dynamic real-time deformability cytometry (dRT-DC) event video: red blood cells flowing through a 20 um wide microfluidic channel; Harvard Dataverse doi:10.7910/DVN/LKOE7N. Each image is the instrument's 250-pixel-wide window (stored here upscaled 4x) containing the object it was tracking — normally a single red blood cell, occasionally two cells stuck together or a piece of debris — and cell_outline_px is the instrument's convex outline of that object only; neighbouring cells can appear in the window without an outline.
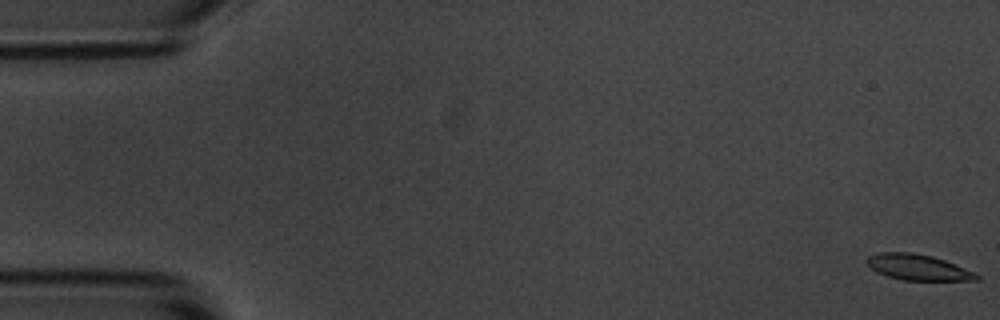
{"species": "common noctule bat (a hibernating species)", "species_latin": "Nyctalus noctula", "temperature_condition": "room temperature", "stored_images_in_passage": 6, "camera_frame_rate_fps": 3000, "um_per_image_px": 0.085, "animal": {"sex": "male", "body_mass_g": 20.1, "forearm_length_mm": 53.5}, "frame": {"image": 1, "passage_image": 1, "time_ms": 0.0, "image_size_px": [1000, 320], "cell_outline_px": [[980, 280], [904, 280], [888, 276], [876, 272], [864, 260], [868, 256], [880, 252], [912, 252], [932, 256], [944, 260], [964, 268], [980, 276]], "centroid_in_image_um": [77.99, 22.71], "position_along_channel_um": 7.0, "area_um2": 16.3}}
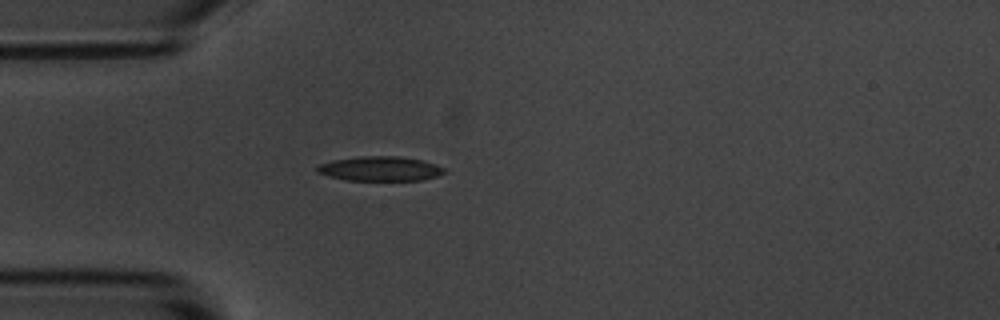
{"frame": {"image": 2, "passage_image": 6, "time_ms": 7.0, "image_size_px": [1000, 320], "cell_outline_px": [[448, 172], [436, 176], [420, 180], [344, 180], [328, 176], [316, 172], [316, 168], [320, 164], [332, 160], [360, 156], [400, 156], [424, 160], [444, 168]], "centroid_in_image_um": [32.31, 14.33], "position_along_channel_um": 52.7, "area_um2": 18.26}}